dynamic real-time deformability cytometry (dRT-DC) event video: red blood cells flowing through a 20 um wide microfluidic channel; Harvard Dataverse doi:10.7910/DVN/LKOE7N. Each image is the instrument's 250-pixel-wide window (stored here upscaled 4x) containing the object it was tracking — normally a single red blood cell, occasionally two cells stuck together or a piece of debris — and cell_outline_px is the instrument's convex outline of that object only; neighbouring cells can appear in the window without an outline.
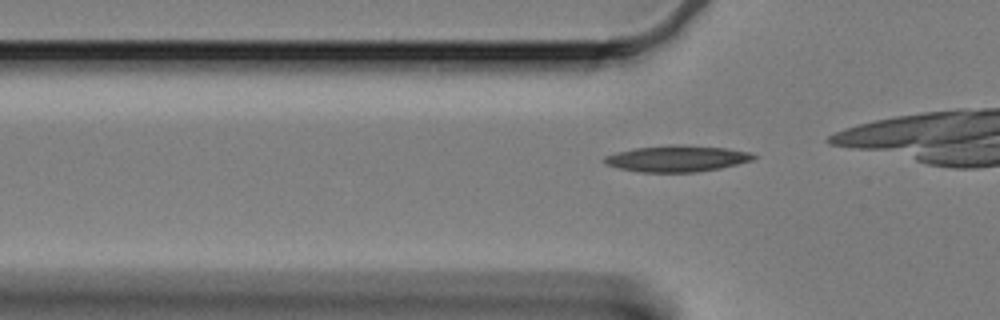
{"species": "Egyptian fruit bat (a non-hibernating species)", "species_latin": "Rousettus aegyptiacus", "temperature_condition": "cold", "stored_images_in_passage": 34, "camera_frame_rate_fps": 3000, "um_per_image_px": 0.085, "animal": {"sex": "female"}, "frame": {"image": 1, "passage_image": 6, "time_ms": 1.667, "image_size_px": [1000, 320], "cell_outline_px": [[760, 156], [752, 160], [720, 168], [696, 172], [640, 172], [620, 168], [604, 164], [600, 160], [604, 156], [616, 152], [636, 148], [668, 144], [676, 144], [724, 148], [748, 152]], "centroid_in_image_um": [57.49, 13.47], "position_along_channel_um": 68.3, "area_um2": 22.89}}
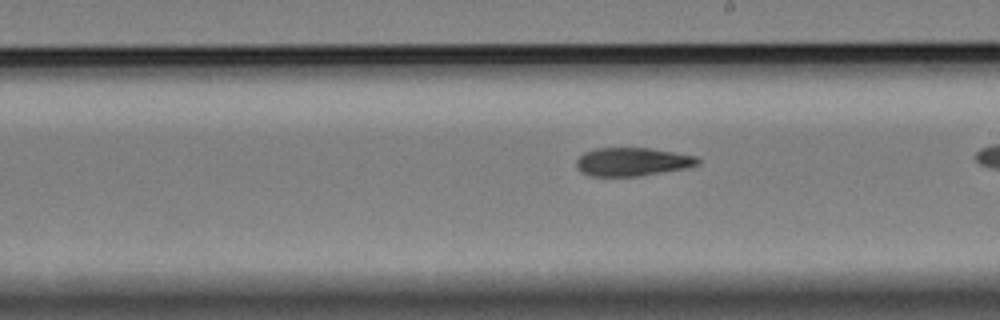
{"frame": {"image": 2, "passage_image": 21, "time_ms": 6.667, "image_size_px": [1000, 320], "cell_outline_px": [[700, 164], [688, 168], [640, 176], [588, 176], [580, 172], [576, 168], [576, 160], [584, 152], [596, 148], [648, 148], [696, 156], [700, 160]], "centroid_in_image_um": [53.73, 13.76], "position_along_channel_um": 235.3, "area_um2": 20.23}}
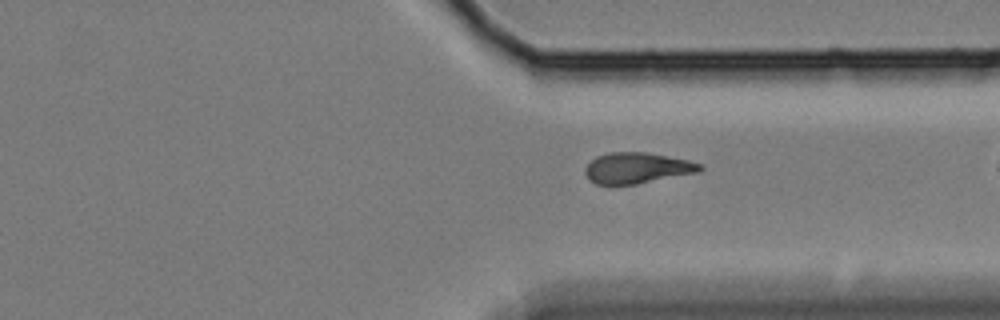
{"frame": {"image": 3, "passage_image": 32, "time_ms": 10.333, "image_size_px": [1000, 320], "cell_outline_px": [[704, 168], [700, 172], [636, 184], [596, 184], [588, 180], [584, 172], [584, 168], [596, 156], [608, 152], [648, 152], [688, 160], [704, 164]], "centroid_in_image_um": [54.17, 14.27], "position_along_channel_um": 357.2, "area_um2": 20.87}}